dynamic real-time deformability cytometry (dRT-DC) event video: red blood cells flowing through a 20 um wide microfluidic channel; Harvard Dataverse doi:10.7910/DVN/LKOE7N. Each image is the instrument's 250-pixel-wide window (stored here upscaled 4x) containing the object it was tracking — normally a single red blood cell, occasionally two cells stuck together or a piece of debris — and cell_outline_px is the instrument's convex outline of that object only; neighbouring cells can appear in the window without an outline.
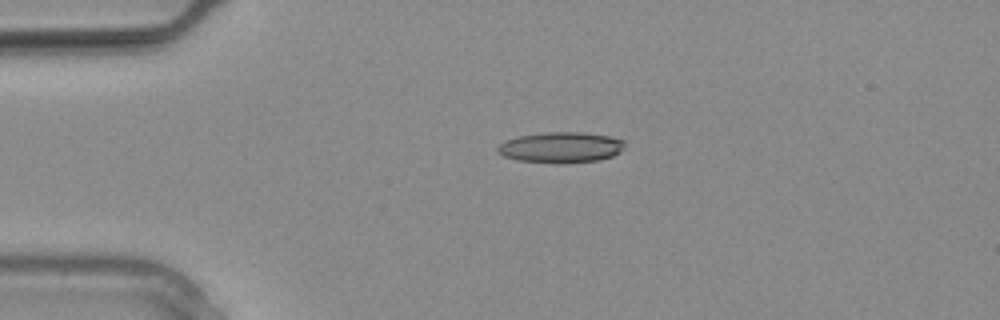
{"species": "common noctule bat (a hibernating species)", "species_latin": "Nyctalus noctula", "temperature_condition": "warm", "stored_images_in_passage": 16, "camera_frame_rate_fps": 3000, "um_per_image_px": 0.085, "animal": {"sex": "male", "body_mass_g": 20.4}, "frame": {"image": 1, "passage_image": 7, "time_ms": 2.0, "image_size_px": [1000, 320], "cell_outline_px": [[624, 148], [620, 152], [612, 156], [600, 160], [560, 164], [556, 164], [516, 160], [504, 156], [496, 152], [496, 148], [504, 140], [520, 136], [548, 132], [584, 132], [608, 136], [624, 140]], "centroid_in_image_um": [47.66, 12.54], "position_along_channel_um": 37.3, "area_um2": 23.0}}
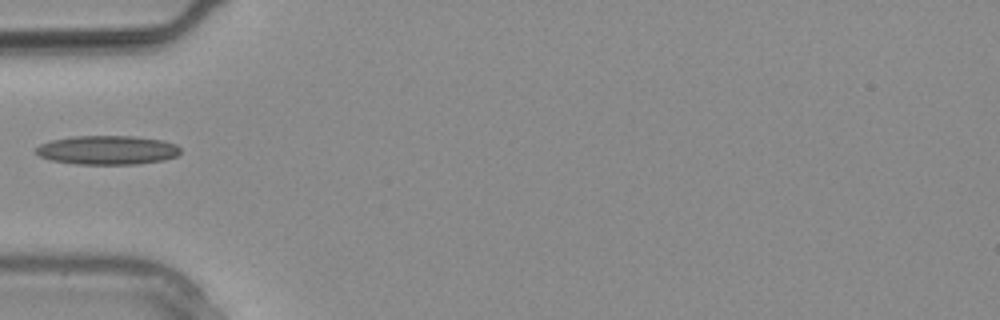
{"frame": {"image": 2, "passage_image": 10, "time_ms": 3.0, "image_size_px": [1000, 320], "cell_outline_px": [[180, 152], [176, 156], [164, 160], [136, 164], [76, 164], [52, 160], [40, 156], [36, 152], [36, 148], [40, 144], [52, 140], [72, 136], [132, 136], [164, 140], [176, 144], [180, 148]], "centroid_in_image_um": [9.15, 12.75], "position_along_channel_um": 75.9, "area_um2": 24.39}}